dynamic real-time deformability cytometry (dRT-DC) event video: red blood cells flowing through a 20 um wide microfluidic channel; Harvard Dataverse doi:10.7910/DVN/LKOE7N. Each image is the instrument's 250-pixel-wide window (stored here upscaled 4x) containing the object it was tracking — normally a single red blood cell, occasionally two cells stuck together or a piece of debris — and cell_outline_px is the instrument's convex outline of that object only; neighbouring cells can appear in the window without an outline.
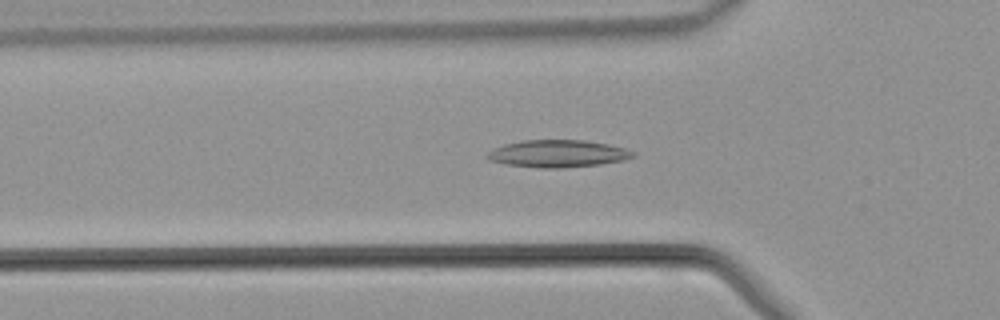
{"species": "common noctule bat (a hibernating species)", "species_latin": "Nyctalus noctula", "temperature_condition": "warm", "stored_images_in_passage": 42, "camera_frame_rate_fps": 3000, "um_per_image_px": 0.085, "animal": {"sex": "male", "body_mass_g": 21.5, "forearm_length_mm": 52.0}, "frame": {"image": 1, "passage_image": 13, "time_ms": 4.0, "image_size_px": [1000, 320], "cell_outline_px": [[636, 156], [624, 160], [600, 164], [560, 168], [536, 168], [508, 164], [488, 160], [484, 156], [492, 148], [504, 144], [524, 140], [584, 140], [608, 144], [624, 148], [636, 152]], "centroid_in_image_um": [47.4, 13.06], "position_along_channel_um": 78.4, "area_um2": 23.29}}
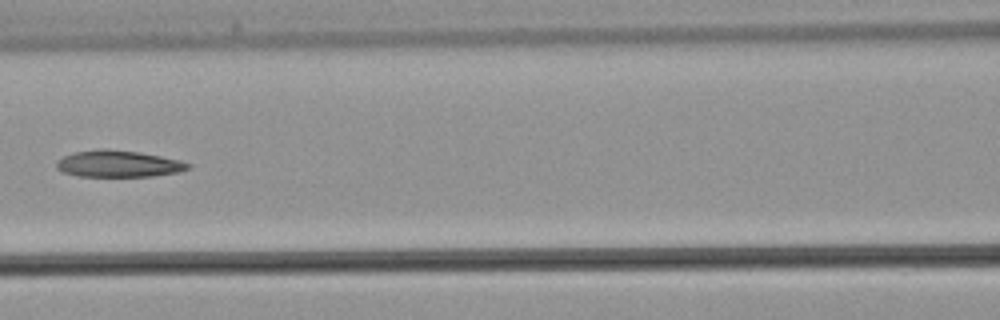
{"frame": {"image": 2, "passage_image": 18, "time_ms": 5.667, "image_size_px": [1000, 320], "cell_outline_px": [[192, 164], [188, 168], [180, 172], [152, 176], [76, 176], [64, 172], [56, 168], [56, 164], [64, 156], [76, 152], [96, 148], [108, 148], [140, 152], [180, 160]], "centroid_in_image_um": [10.08, 13.91], "position_along_channel_um": 156.5, "area_um2": 20.46}}
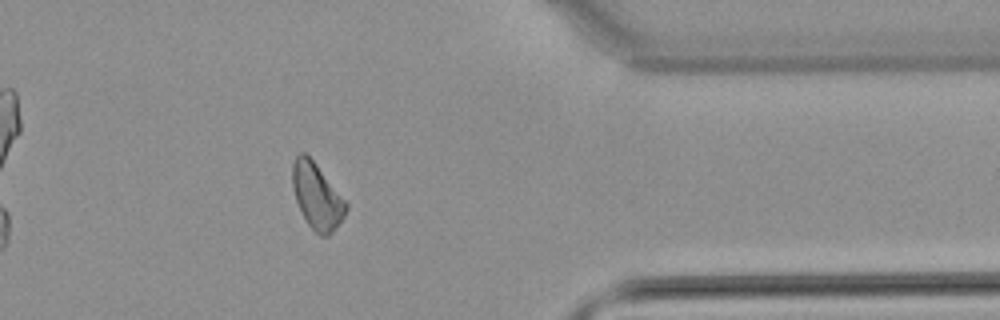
{"frame": {"image": 3, "passage_image": 34, "time_ms": 11.0, "image_size_px": [1000, 320], "cell_outline_px": [[348, 208], [344, 216], [332, 232], [328, 236], [320, 236], [308, 224], [296, 200], [292, 184], [292, 164], [296, 156], [300, 152], [304, 152], [316, 164], [348, 204]], "centroid_in_image_um": [26.93, 16.67], "position_along_channel_um": 384.5, "area_um2": 20.11}}